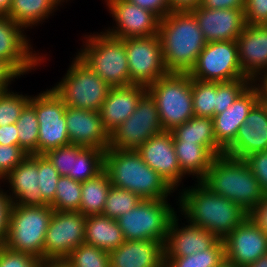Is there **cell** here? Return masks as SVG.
I'll list each match as a JSON object with an SVG mask.
<instances>
[{"label": "cell", "instance_id": "277c9868", "mask_svg": "<svg viewBox=\"0 0 267 267\" xmlns=\"http://www.w3.org/2000/svg\"><path fill=\"white\" fill-rule=\"evenodd\" d=\"M200 182L211 192L233 201L248 213L264 196L248 163L226 154L215 157Z\"/></svg>", "mask_w": 267, "mask_h": 267}, {"label": "cell", "instance_id": "cb8c5ba5", "mask_svg": "<svg viewBox=\"0 0 267 267\" xmlns=\"http://www.w3.org/2000/svg\"><path fill=\"white\" fill-rule=\"evenodd\" d=\"M259 100V91L251 83L231 106L214 115L212 119L215 140L224 150L234 141L239 127L245 123L249 111Z\"/></svg>", "mask_w": 267, "mask_h": 267}, {"label": "cell", "instance_id": "7dc6e473", "mask_svg": "<svg viewBox=\"0 0 267 267\" xmlns=\"http://www.w3.org/2000/svg\"><path fill=\"white\" fill-rule=\"evenodd\" d=\"M244 14L248 25H267V0H246Z\"/></svg>", "mask_w": 267, "mask_h": 267}, {"label": "cell", "instance_id": "c3c4849f", "mask_svg": "<svg viewBox=\"0 0 267 267\" xmlns=\"http://www.w3.org/2000/svg\"><path fill=\"white\" fill-rule=\"evenodd\" d=\"M7 193V191L0 188V246L5 244L7 238L9 215L12 206V201Z\"/></svg>", "mask_w": 267, "mask_h": 267}, {"label": "cell", "instance_id": "8992f818", "mask_svg": "<svg viewBox=\"0 0 267 267\" xmlns=\"http://www.w3.org/2000/svg\"><path fill=\"white\" fill-rule=\"evenodd\" d=\"M147 91L155 99L164 131L193 118L192 78L188 73H168L149 85Z\"/></svg>", "mask_w": 267, "mask_h": 267}, {"label": "cell", "instance_id": "7a4b0ae2", "mask_svg": "<svg viewBox=\"0 0 267 267\" xmlns=\"http://www.w3.org/2000/svg\"><path fill=\"white\" fill-rule=\"evenodd\" d=\"M158 35L169 73H189L207 43L191 10H172L160 19Z\"/></svg>", "mask_w": 267, "mask_h": 267}, {"label": "cell", "instance_id": "6125c7cd", "mask_svg": "<svg viewBox=\"0 0 267 267\" xmlns=\"http://www.w3.org/2000/svg\"><path fill=\"white\" fill-rule=\"evenodd\" d=\"M57 7L61 5V3L65 2L64 0H51ZM69 1V0H67Z\"/></svg>", "mask_w": 267, "mask_h": 267}, {"label": "cell", "instance_id": "74e56055", "mask_svg": "<svg viewBox=\"0 0 267 267\" xmlns=\"http://www.w3.org/2000/svg\"><path fill=\"white\" fill-rule=\"evenodd\" d=\"M63 261L69 267H110L108 251L85 243L75 248Z\"/></svg>", "mask_w": 267, "mask_h": 267}, {"label": "cell", "instance_id": "ba28073f", "mask_svg": "<svg viewBox=\"0 0 267 267\" xmlns=\"http://www.w3.org/2000/svg\"><path fill=\"white\" fill-rule=\"evenodd\" d=\"M176 213L167 199H142L116 220L125 240H156L165 243L169 224Z\"/></svg>", "mask_w": 267, "mask_h": 267}, {"label": "cell", "instance_id": "e575fe53", "mask_svg": "<svg viewBox=\"0 0 267 267\" xmlns=\"http://www.w3.org/2000/svg\"><path fill=\"white\" fill-rule=\"evenodd\" d=\"M18 131L19 146L28 155L38 154L39 122L35 108L28 103L15 123Z\"/></svg>", "mask_w": 267, "mask_h": 267}, {"label": "cell", "instance_id": "d6986e66", "mask_svg": "<svg viewBox=\"0 0 267 267\" xmlns=\"http://www.w3.org/2000/svg\"><path fill=\"white\" fill-rule=\"evenodd\" d=\"M261 151H267V103L259 100L249 111L245 123L239 127L234 141L224 150V154L245 159Z\"/></svg>", "mask_w": 267, "mask_h": 267}, {"label": "cell", "instance_id": "db71d44e", "mask_svg": "<svg viewBox=\"0 0 267 267\" xmlns=\"http://www.w3.org/2000/svg\"><path fill=\"white\" fill-rule=\"evenodd\" d=\"M1 145H19L18 131L16 124H9L0 127Z\"/></svg>", "mask_w": 267, "mask_h": 267}, {"label": "cell", "instance_id": "94428289", "mask_svg": "<svg viewBox=\"0 0 267 267\" xmlns=\"http://www.w3.org/2000/svg\"><path fill=\"white\" fill-rule=\"evenodd\" d=\"M218 267H238L227 260H224Z\"/></svg>", "mask_w": 267, "mask_h": 267}, {"label": "cell", "instance_id": "60d3db41", "mask_svg": "<svg viewBox=\"0 0 267 267\" xmlns=\"http://www.w3.org/2000/svg\"><path fill=\"white\" fill-rule=\"evenodd\" d=\"M60 175L44 154H38V186L42 199L49 205L55 198Z\"/></svg>", "mask_w": 267, "mask_h": 267}, {"label": "cell", "instance_id": "681fc988", "mask_svg": "<svg viewBox=\"0 0 267 267\" xmlns=\"http://www.w3.org/2000/svg\"><path fill=\"white\" fill-rule=\"evenodd\" d=\"M143 9L154 13L159 19L164 18L172 10L168 0H127Z\"/></svg>", "mask_w": 267, "mask_h": 267}, {"label": "cell", "instance_id": "f907efd6", "mask_svg": "<svg viewBox=\"0 0 267 267\" xmlns=\"http://www.w3.org/2000/svg\"><path fill=\"white\" fill-rule=\"evenodd\" d=\"M248 217L267 236V195L249 212Z\"/></svg>", "mask_w": 267, "mask_h": 267}, {"label": "cell", "instance_id": "816d5d0a", "mask_svg": "<svg viewBox=\"0 0 267 267\" xmlns=\"http://www.w3.org/2000/svg\"><path fill=\"white\" fill-rule=\"evenodd\" d=\"M246 0H201L199 7L205 9H238L244 11Z\"/></svg>", "mask_w": 267, "mask_h": 267}, {"label": "cell", "instance_id": "6f0895ef", "mask_svg": "<svg viewBox=\"0 0 267 267\" xmlns=\"http://www.w3.org/2000/svg\"><path fill=\"white\" fill-rule=\"evenodd\" d=\"M13 0H0V15H8Z\"/></svg>", "mask_w": 267, "mask_h": 267}, {"label": "cell", "instance_id": "d6a6232c", "mask_svg": "<svg viewBox=\"0 0 267 267\" xmlns=\"http://www.w3.org/2000/svg\"><path fill=\"white\" fill-rule=\"evenodd\" d=\"M105 150L83 148L77 157H73L72 171L68 177L78 182H85L96 177L104 170Z\"/></svg>", "mask_w": 267, "mask_h": 267}, {"label": "cell", "instance_id": "f35d334b", "mask_svg": "<svg viewBox=\"0 0 267 267\" xmlns=\"http://www.w3.org/2000/svg\"><path fill=\"white\" fill-rule=\"evenodd\" d=\"M141 200L138 195L129 190L111 186L102 215L116 220L122 214L133 209Z\"/></svg>", "mask_w": 267, "mask_h": 267}, {"label": "cell", "instance_id": "ffe728a7", "mask_svg": "<svg viewBox=\"0 0 267 267\" xmlns=\"http://www.w3.org/2000/svg\"><path fill=\"white\" fill-rule=\"evenodd\" d=\"M206 42L236 41L246 26L244 11L238 9H191Z\"/></svg>", "mask_w": 267, "mask_h": 267}, {"label": "cell", "instance_id": "91938a15", "mask_svg": "<svg viewBox=\"0 0 267 267\" xmlns=\"http://www.w3.org/2000/svg\"><path fill=\"white\" fill-rule=\"evenodd\" d=\"M246 267H267V253Z\"/></svg>", "mask_w": 267, "mask_h": 267}, {"label": "cell", "instance_id": "4dcf8cb0", "mask_svg": "<svg viewBox=\"0 0 267 267\" xmlns=\"http://www.w3.org/2000/svg\"><path fill=\"white\" fill-rule=\"evenodd\" d=\"M51 0H13L8 17L24 29L43 23L57 10Z\"/></svg>", "mask_w": 267, "mask_h": 267}, {"label": "cell", "instance_id": "3957f363", "mask_svg": "<svg viewBox=\"0 0 267 267\" xmlns=\"http://www.w3.org/2000/svg\"><path fill=\"white\" fill-rule=\"evenodd\" d=\"M104 170L111 185L129 190L141 199H168L175 190L150 168L136 150L107 148Z\"/></svg>", "mask_w": 267, "mask_h": 267}, {"label": "cell", "instance_id": "1f68e13d", "mask_svg": "<svg viewBox=\"0 0 267 267\" xmlns=\"http://www.w3.org/2000/svg\"><path fill=\"white\" fill-rule=\"evenodd\" d=\"M111 186L105 170L96 177L82 182L79 212L85 216L102 214Z\"/></svg>", "mask_w": 267, "mask_h": 267}, {"label": "cell", "instance_id": "8fae6325", "mask_svg": "<svg viewBox=\"0 0 267 267\" xmlns=\"http://www.w3.org/2000/svg\"><path fill=\"white\" fill-rule=\"evenodd\" d=\"M29 103L39 122L38 154L70 144L64 114L67 106L53 88L32 95Z\"/></svg>", "mask_w": 267, "mask_h": 267}, {"label": "cell", "instance_id": "52a82bcc", "mask_svg": "<svg viewBox=\"0 0 267 267\" xmlns=\"http://www.w3.org/2000/svg\"><path fill=\"white\" fill-rule=\"evenodd\" d=\"M53 208L12 204L5 246L33 255L43 261V245Z\"/></svg>", "mask_w": 267, "mask_h": 267}, {"label": "cell", "instance_id": "44dd1931", "mask_svg": "<svg viewBox=\"0 0 267 267\" xmlns=\"http://www.w3.org/2000/svg\"><path fill=\"white\" fill-rule=\"evenodd\" d=\"M64 114L70 143L84 148H108L109 133L102 125L99 111L67 106Z\"/></svg>", "mask_w": 267, "mask_h": 267}, {"label": "cell", "instance_id": "5bb4252c", "mask_svg": "<svg viewBox=\"0 0 267 267\" xmlns=\"http://www.w3.org/2000/svg\"><path fill=\"white\" fill-rule=\"evenodd\" d=\"M86 216L79 211H53L43 245V261L64 260L84 243Z\"/></svg>", "mask_w": 267, "mask_h": 267}, {"label": "cell", "instance_id": "4fadbf2b", "mask_svg": "<svg viewBox=\"0 0 267 267\" xmlns=\"http://www.w3.org/2000/svg\"><path fill=\"white\" fill-rule=\"evenodd\" d=\"M130 84L148 87L169 72L163 59L160 37L124 38Z\"/></svg>", "mask_w": 267, "mask_h": 267}, {"label": "cell", "instance_id": "4316f807", "mask_svg": "<svg viewBox=\"0 0 267 267\" xmlns=\"http://www.w3.org/2000/svg\"><path fill=\"white\" fill-rule=\"evenodd\" d=\"M109 257L110 267H165L164 243L156 240H125Z\"/></svg>", "mask_w": 267, "mask_h": 267}, {"label": "cell", "instance_id": "b9f144b4", "mask_svg": "<svg viewBox=\"0 0 267 267\" xmlns=\"http://www.w3.org/2000/svg\"><path fill=\"white\" fill-rule=\"evenodd\" d=\"M248 78L228 82H216V107L214 115L220 114L231 106L236 98L251 84Z\"/></svg>", "mask_w": 267, "mask_h": 267}, {"label": "cell", "instance_id": "836d02e7", "mask_svg": "<svg viewBox=\"0 0 267 267\" xmlns=\"http://www.w3.org/2000/svg\"><path fill=\"white\" fill-rule=\"evenodd\" d=\"M165 267H218L225 260L223 239L211 248L186 257H164Z\"/></svg>", "mask_w": 267, "mask_h": 267}, {"label": "cell", "instance_id": "603a6c76", "mask_svg": "<svg viewBox=\"0 0 267 267\" xmlns=\"http://www.w3.org/2000/svg\"><path fill=\"white\" fill-rule=\"evenodd\" d=\"M238 59L252 83L267 71V25H248L237 37Z\"/></svg>", "mask_w": 267, "mask_h": 267}, {"label": "cell", "instance_id": "6da1fadb", "mask_svg": "<svg viewBox=\"0 0 267 267\" xmlns=\"http://www.w3.org/2000/svg\"><path fill=\"white\" fill-rule=\"evenodd\" d=\"M177 204L184 219L224 239L248 218L233 201L211 192L200 181L179 192Z\"/></svg>", "mask_w": 267, "mask_h": 267}, {"label": "cell", "instance_id": "f546056e", "mask_svg": "<svg viewBox=\"0 0 267 267\" xmlns=\"http://www.w3.org/2000/svg\"><path fill=\"white\" fill-rule=\"evenodd\" d=\"M173 141L197 143L209 147L217 156L224 154V149L216 142L213 119L193 116L187 122L171 130Z\"/></svg>", "mask_w": 267, "mask_h": 267}, {"label": "cell", "instance_id": "ee69618b", "mask_svg": "<svg viewBox=\"0 0 267 267\" xmlns=\"http://www.w3.org/2000/svg\"><path fill=\"white\" fill-rule=\"evenodd\" d=\"M42 260L28 253L0 246V267H40Z\"/></svg>", "mask_w": 267, "mask_h": 267}, {"label": "cell", "instance_id": "484cf974", "mask_svg": "<svg viewBox=\"0 0 267 267\" xmlns=\"http://www.w3.org/2000/svg\"><path fill=\"white\" fill-rule=\"evenodd\" d=\"M146 92L147 87L136 84L111 87L99 109L102 125L109 134L131 116Z\"/></svg>", "mask_w": 267, "mask_h": 267}, {"label": "cell", "instance_id": "f6af8a7d", "mask_svg": "<svg viewBox=\"0 0 267 267\" xmlns=\"http://www.w3.org/2000/svg\"><path fill=\"white\" fill-rule=\"evenodd\" d=\"M27 155L19 145L6 146L0 144V181L18 166Z\"/></svg>", "mask_w": 267, "mask_h": 267}, {"label": "cell", "instance_id": "680465c9", "mask_svg": "<svg viewBox=\"0 0 267 267\" xmlns=\"http://www.w3.org/2000/svg\"><path fill=\"white\" fill-rule=\"evenodd\" d=\"M40 267H69L63 260L43 261Z\"/></svg>", "mask_w": 267, "mask_h": 267}, {"label": "cell", "instance_id": "f5cc1de1", "mask_svg": "<svg viewBox=\"0 0 267 267\" xmlns=\"http://www.w3.org/2000/svg\"><path fill=\"white\" fill-rule=\"evenodd\" d=\"M20 78V75L5 61L0 59V91H4L14 81L15 78Z\"/></svg>", "mask_w": 267, "mask_h": 267}, {"label": "cell", "instance_id": "9f6ffc18", "mask_svg": "<svg viewBox=\"0 0 267 267\" xmlns=\"http://www.w3.org/2000/svg\"><path fill=\"white\" fill-rule=\"evenodd\" d=\"M253 84L259 91L260 100L267 103V71L263 72L256 80H254Z\"/></svg>", "mask_w": 267, "mask_h": 267}, {"label": "cell", "instance_id": "9c48e42d", "mask_svg": "<svg viewBox=\"0 0 267 267\" xmlns=\"http://www.w3.org/2000/svg\"><path fill=\"white\" fill-rule=\"evenodd\" d=\"M53 90L71 108L99 111L111 87L77 57Z\"/></svg>", "mask_w": 267, "mask_h": 267}, {"label": "cell", "instance_id": "8d00e7d4", "mask_svg": "<svg viewBox=\"0 0 267 267\" xmlns=\"http://www.w3.org/2000/svg\"><path fill=\"white\" fill-rule=\"evenodd\" d=\"M192 105L195 116L214 117L216 82L192 78Z\"/></svg>", "mask_w": 267, "mask_h": 267}, {"label": "cell", "instance_id": "7402d4cb", "mask_svg": "<svg viewBox=\"0 0 267 267\" xmlns=\"http://www.w3.org/2000/svg\"><path fill=\"white\" fill-rule=\"evenodd\" d=\"M177 214L169 224L164 243V257H186L211 248L219 238L213 233L188 222L179 225Z\"/></svg>", "mask_w": 267, "mask_h": 267}, {"label": "cell", "instance_id": "5b68a950", "mask_svg": "<svg viewBox=\"0 0 267 267\" xmlns=\"http://www.w3.org/2000/svg\"><path fill=\"white\" fill-rule=\"evenodd\" d=\"M84 37V48L76 53V57L110 87L130 85L124 39L103 31Z\"/></svg>", "mask_w": 267, "mask_h": 267}, {"label": "cell", "instance_id": "2e32d148", "mask_svg": "<svg viewBox=\"0 0 267 267\" xmlns=\"http://www.w3.org/2000/svg\"><path fill=\"white\" fill-rule=\"evenodd\" d=\"M116 26L105 30L113 37L124 39L156 36L160 19L149 10L127 0H105Z\"/></svg>", "mask_w": 267, "mask_h": 267}, {"label": "cell", "instance_id": "7bdbcfd3", "mask_svg": "<svg viewBox=\"0 0 267 267\" xmlns=\"http://www.w3.org/2000/svg\"><path fill=\"white\" fill-rule=\"evenodd\" d=\"M83 148L84 147L82 146L70 143L68 145L49 150L44 155L57 169L60 176H68L70 171H72L73 157H77V154Z\"/></svg>", "mask_w": 267, "mask_h": 267}, {"label": "cell", "instance_id": "e0dca14e", "mask_svg": "<svg viewBox=\"0 0 267 267\" xmlns=\"http://www.w3.org/2000/svg\"><path fill=\"white\" fill-rule=\"evenodd\" d=\"M225 260L246 267L267 253V236L248 217L224 239Z\"/></svg>", "mask_w": 267, "mask_h": 267}, {"label": "cell", "instance_id": "30bf717a", "mask_svg": "<svg viewBox=\"0 0 267 267\" xmlns=\"http://www.w3.org/2000/svg\"><path fill=\"white\" fill-rule=\"evenodd\" d=\"M162 131L155 99L147 91L131 116L109 134L108 148L137 151Z\"/></svg>", "mask_w": 267, "mask_h": 267}, {"label": "cell", "instance_id": "11a10c76", "mask_svg": "<svg viewBox=\"0 0 267 267\" xmlns=\"http://www.w3.org/2000/svg\"><path fill=\"white\" fill-rule=\"evenodd\" d=\"M171 10H191L199 6L201 0H168Z\"/></svg>", "mask_w": 267, "mask_h": 267}, {"label": "cell", "instance_id": "ac0fdd59", "mask_svg": "<svg viewBox=\"0 0 267 267\" xmlns=\"http://www.w3.org/2000/svg\"><path fill=\"white\" fill-rule=\"evenodd\" d=\"M137 152L143 161L176 190L185 175L176 157L171 131H162L147 140Z\"/></svg>", "mask_w": 267, "mask_h": 267}, {"label": "cell", "instance_id": "f1b7e54d", "mask_svg": "<svg viewBox=\"0 0 267 267\" xmlns=\"http://www.w3.org/2000/svg\"><path fill=\"white\" fill-rule=\"evenodd\" d=\"M182 173L201 181L217 156L209 147L185 141H173Z\"/></svg>", "mask_w": 267, "mask_h": 267}, {"label": "cell", "instance_id": "9a60e30c", "mask_svg": "<svg viewBox=\"0 0 267 267\" xmlns=\"http://www.w3.org/2000/svg\"><path fill=\"white\" fill-rule=\"evenodd\" d=\"M24 30L7 15H0V59L20 76L40 66L46 56L32 51L33 47Z\"/></svg>", "mask_w": 267, "mask_h": 267}, {"label": "cell", "instance_id": "d4e9b609", "mask_svg": "<svg viewBox=\"0 0 267 267\" xmlns=\"http://www.w3.org/2000/svg\"><path fill=\"white\" fill-rule=\"evenodd\" d=\"M10 186L8 196L12 204L19 206H47L40 195L38 186V154L27 157L16 166L1 182ZM7 180V181H6ZM12 193V194H11Z\"/></svg>", "mask_w": 267, "mask_h": 267}, {"label": "cell", "instance_id": "ab89813d", "mask_svg": "<svg viewBox=\"0 0 267 267\" xmlns=\"http://www.w3.org/2000/svg\"><path fill=\"white\" fill-rule=\"evenodd\" d=\"M31 96L23 95L22 92L19 95L18 92H10V89L0 92V127L14 124L24 107L29 103Z\"/></svg>", "mask_w": 267, "mask_h": 267}, {"label": "cell", "instance_id": "83f0119b", "mask_svg": "<svg viewBox=\"0 0 267 267\" xmlns=\"http://www.w3.org/2000/svg\"><path fill=\"white\" fill-rule=\"evenodd\" d=\"M124 241L117 220L102 214L86 216L85 244L110 252L117 249Z\"/></svg>", "mask_w": 267, "mask_h": 267}, {"label": "cell", "instance_id": "bcb514c9", "mask_svg": "<svg viewBox=\"0 0 267 267\" xmlns=\"http://www.w3.org/2000/svg\"><path fill=\"white\" fill-rule=\"evenodd\" d=\"M267 195V151L255 152L244 159Z\"/></svg>", "mask_w": 267, "mask_h": 267}, {"label": "cell", "instance_id": "d590c367", "mask_svg": "<svg viewBox=\"0 0 267 267\" xmlns=\"http://www.w3.org/2000/svg\"><path fill=\"white\" fill-rule=\"evenodd\" d=\"M82 183L60 176L54 200L49 204L56 211H79Z\"/></svg>", "mask_w": 267, "mask_h": 267}, {"label": "cell", "instance_id": "7c38bea8", "mask_svg": "<svg viewBox=\"0 0 267 267\" xmlns=\"http://www.w3.org/2000/svg\"><path fill=\"white\" fill-rule=\"evenodd\" d=\"M188 74L191 78L210 82L246 78L239 63L237 42H207Z\"/></svg>", "mask_w": 267, "mask_h": 267}]
</instances>
